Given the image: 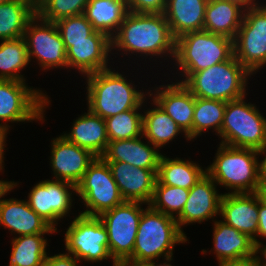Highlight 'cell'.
Listing matches in <instances>:
<instances>
[{"label":"cell","instance_id":"277c9868","mask_svg":"<svg viewBox=\"0 0 266 266\" xmlns=\"http://www.w3.org/2000/svg\"><path fill=\"white\" fill-rule=\"evenodd\" d=\"M249 75L252 74L233 55L229 60L192 73L180 83L195 97L229 102L246 96Z\"/></svg>","mask_w":266,"mask_h":266},{"label":"cell","instance_id":"ac0fdd59","mask_svg":"<svg viewBox=\"0 0 266 266\" xmlns=\"http://www.w3.org/2000/svg\"><path fill=\"white\" fill-rule=\"evenodd\" d=\"M216 183L206 173L190 190L187 202L176 217L179 229L190 223H201L220 214V201L223 194H218Z\"/></svg>","mask_w":266,"mask_h":266},{"label":"cell","instance_id":"4fadbf2b","mask_svg":"<svg viewBox=\"0 0 266 266\" xmlns=\"http://www.w3.org/2000/svg\"><path fill=\"white\" fill-rule=\"evenodd\" d=\"M23 37L29 61L35 57L44 70L63 66L67 68L65 45L54 22L41 20L35 15L28 22Z\"/></svg>","mask_w":266,"mask_h":266},{"label":"cell","instance_id":"7402d4cb","mask_svg":"<svg viewBox=\"0 0 266 266\" xmlns=\"http://www.w3.org/2000/svg\"><path fill=\"white\" fill-rule=\"evenodd\" d=\"M142 136L128 140L109 141L101 156L104 161L125 162L138 168L158 170L162 154L158 147L143 143ZM158 150V151H157Z\"/></svg>","mask_w":266,"mask_h":266},{"label":"cell","instance_id":"44dd1931","mask_svg":"<svg viewBox=\"0 0 266 266\" xmlns=\"http://www.w3.org/2000/svg\"><path fill=\"white\" fill-rule=\"evenodd\" d=\"M0 225L19 236L57 231L32 210L27 201L13 198L0 199Z\"/></svg>","mask_w":266,"mask_h":266},{"label":"cell","instance_id":"f546056e","mask_svg":"<svg viewBox=\"0 0 266 266\" xmlns=\"http://www.w3.org/2000/svg\"><path fill=\"white\" fill-rule=\"evenodd\" d=\"M153 103L156 108L148 109L143 114V137L160 149L183 130L157 103Z\"/></svg>","mask_w":266,"mask_h":266},{"label":"cell","instance_id":"74e56055","mask_svg":"<svg viewBox=\"0 0 266 266\" xmlns=\"http://www.w3.org/2000/svg\"><path fill=\"white\" fill-rule=\"evenodd\" d=\"M126 5L134 13H164L166 0H126Z\"/></svg>","mask_w":266,"mask_h":266},{"label":"cell","instance_id":"d6a6232c","mask_svg":"<svg viewBox=\"0 0 266 266\" xmlns=\"http://www.w3.org/2000/svg\"><path fill=\"white\" fill-rule=\"evenodd\" d=\"M225 109L226 102L195 97L192 139L211 128L220 134Z\"/></svg>","mask_w":266,"mask_h":266},{"label":"cell","instance_id":"3957f363","mask_svg":"<svg viewBox=\"0 0 266 266\" xmlns=\"http://www.w3.org/2000/svg\"><path fill=\"white\" fill-rule=\"evenodd\" d=\"M88 110L106 119L126 110L141 109L145 94L111 69L86 75Z\"/></svg>","mask_w":266,"mask_h":266},{"label":"cell","instance_id":"f35d334b","mask_svg":"<svg viewBox=\"0 0 266 266\" xmlns=\"http://www.w3.org/2000/svg\"><path fill=\"white\" fill-rule=\"evenodd\" d=\"M80 262L76 257L71 254H57L54 256H47L44 266H78Z\"/></svg>","mask_w":266,"mask_h":266},{"label":"cell","instance_id":"d590c367","mask_svg":"<svg viewBox=\"0 0 266 266\" xmlns=\"http://www.w3.org/2000/svg\"><path fill=\"white\" fill-rule=\"evenodd\" d=\"M89 0H36V15L41 20L56 22L62 18L84 14Z\"/></svg>","mask_w":266,"mask_h":266},{"label":"cell","instance_id":"6da1fadb","mask_svg":"<svg viewBox=\"0 0 266 266\" xmlns=\"http://www.w3.org/2000/svg\"><path fill=\"white\" fill-rule=\"evenodd\" d=\"M116 35V36H115ZM112 49L126 53H141L175 57L176 39L163 13H134L128 11L118 31L111 38ZM131 51V52H130Z\"/></svg>","mask_w":266,"mask_h":266},{"label":"cell","instance_id":"ffe728a7","mask_svg":"<svg viewBox=\"0 0 266 266\" xmlns=\"http://www.w3.org/2000/svg\"><path fill=\"white\" fill-rule=\"evenodd\" d=\"M161 86L157 92L155 91L156 94L152 101L176 122L183 130L184 137L191 140L195 96L180 81Z\"/></svg>","mask_w":266,"mask_h":266},{"label":"cell","instance_id":"2e32d148","mask_svg":"<svg viewBox=\"0 0 266 266\" xmlns=\"http://www.w3.org/2000/svg\"><path fill=\"white\" fill-rule=\"evenodd\" d=\"M50 163L55 180L77 185L96 158L89 150L69 142L63 135L53 139Z\"/></svg>","mask_w":266,"mask_h":266},{"label":"cell","instance_id":"4dcf8cb0","mask_svg":"<svg viewBox=\"0 0 266 266\" xmlns=\"http://www.w3.org/2000/svg\"><path fill=\"white\" fill-rule=\"evenodd\" d=\"M39 233L15 237L9 266H44L47 240Z\"/></svg>","mask_w":266,"mask_h":266},{"label":"cell","instance_id":"f907efd6","mask_svg":"<svg viewBox=\"0 0 266 266\" xmlns=\"http://www.w3.org/2000/svg\"><path fill=\"white\" fill-rule=\"evenodd\" d=\"M6 1H8V0H0V4L4 3Z\"/></svg>","mask_w":266,"mask_h":266},{"label":"cell","instance_id":"ab89813d","mask_svg":"<svg viewBox=\"0 0 266 266\" xmlns=\"http://www.w3.org/2000/svg\"><path fill=\"white\" fill-rule=\"evenodd\" d=\"M266 238V203L262 201L259 193H258V231L256 234V242L257 237Z\"/></svg>","mask_w":266,"mask_h":266},{"label":"cell","instance_id":"7dc6e473","mask_svg":"<svg viewBox=\"0 0 266 266\" xmlns=\"http://www.w3.org/2000/svg\"><path fill=\"white\" fill-rule=\"evenodd\" d=\"M116 266H148L146 263H134L128 260L118 262Z\"/></svg>","mask_w":266,"mask_h":266},{"label":"cell","instance_id":"b9f144b4","mask_svg":"<svg viewBox=\"0 0 266 266\" xmlns=\"http://www.w3.org/2000/svg\"><path fill=\"white\" fill-rule=\"evenodd\" d=\"M256 151L258 155L265 154L266 144L262 148ZM258 169H259V180H260L261 186H264L266 185V155H265V158L261 162H258Z\"/></svg>","mask_w":266,"mask_h":266},{"label":"cell","instance_id":"9a60e30c","mask_svg":"<svg viewBox=\"0 0 266 266\" xmlns=\"http://www.w3.org/2000/svg\"><path fill=\"white\" fill-rule=\"evenodd\" d=\"M67 68H76L79 73L89 75L108 69V56L112 50L111 38L103 32L94 31L90 41L64 42Z\"/></svg>","mask_w":266,"mask_h":266},{"label":"cell","instance_id":"c3c4849f","mask_svg":"<svg viewBox=\"0 0 266 266\" xmlns=\"http://www.w3.org/2000/svg\"><path fill=\"white\" fill-rule=\"evenodd\" d=\"M262 201L266 203V185L261 186L258 191Z\"/></svg>","mask_w":266,"mask_h":266},{"label":"cell","instance_id":"5bb4252c","mask_svg":"<svg viewBox=\"0 0 266 266\" xmlns=\"http://www.w3.org/2000/svg\"><path fill=\"white\" fill-rule=\"evenodd\" d=\"M69 189L76 193V185L70 182L40 181L30 191L27 202L32 210L57 230V222L69 213L72 206V192Z\"/></svg>","mask_w":266,"mask_h":266},{"label":"cell","instance_id":"681fc988","mask_svg":"<svg viewBox=\"0 0 266 266\" xmlns=\"http://www.w3.org/2000/svg\"><path fill=\"white\" fill-rule=\"evenodd\" d=\"M148 266H172L171 264L167 263L166 261L163 264H157L155 261L146 263Z\"/></svg>","mask_w":266,"mask_h":266},{"label":"cell","instance_id":"f6af8a7d","mask_svg":"<svg viewBox=\"0 0 266 266\" xmlns=\"http://www.w3.org/2000/svg\"><path fill=\"white\" fill-rule=\"evenodd\" d=\"M3 169V166H0V171ZM17 186V182L14 181H1L0 180V198L5 196L6 193L11 191L14 187Z\"/></svg>","mask_w":266,"mask_h":266},{"label":"cell","instance_id":"7c38bea8","mask_svg":"<svg viewBox=\"0 0 266 266\" xmlns=\"http://www.w3.org/2000/svg\"><path fill=\"white\" fill-rule=\"evenodd\" d=\"M49 102L41 90L28 87L25 81L0 79V121H43Z\"/></svg>","mask_w":266,"mask_h":266},{"label":"cell","instance_id":"cb8c5ba5","mask_svg":"<svg viewBox=\"0 0 266 266\" xmlns=\"http://www.w3.org/2000/svg\"><path fill=\"white\" fill-rule=\"evenodd\" d=\"M70 132L63 136L69 142L89 150L96 157H101L106 151L109 141L105 119L89 110L74 121Z\"/></svg>","mask_w":266,"mask_h":266},{"label":"cell","instance_id":"30bf717a","mask_svg":"<svg viewBox=\"0 0 266 266\" xmlns=\"http://www.w3.org/2000/svg\"><path fill=\"white\" fill-rule=\"evenodd\" d=\"M67 254L90 262L112 259L109 253L108 233L97 216L79 214L65 233Z\"/></svg>","mask_w":266,"mask_h":266},{"label":"cell","instance_id":"5b68a950","mask_svg":"<svg viewBox=\"0 0 266 266\" xmlns=\"http://www.w3.org/2000/svg\"><path fill=\"white\" fill-rule=\"evenodd\" d=\"M213 163L206 173L220 186L233 193L258 192L261 187L258 154L255 149L220 144Z\"/></svg>","mask_w":266,"mask_h":266},{"label":"cell","instance_id":"7bdbcfd3","mask_svg":"<svg viewBox=\"0 0 266 266\" xmlns=\"http://www.w3.org/2000/svg\"><path fill=\"white\" fill-rule=\"evenodd\" d=\"M8 127H10L9 125H7L6 123H4V125H2V123L0 124V166H2L3 159H4V146L6 145L5 141H6V135H7V131H8Z\"/></svg>","mask_w":266,"mask_h":266},{"label":"cell","instance_id":"8992f818","mask_svg":"<svg viewBox=\"0 0 266 266\" xmlns=\"http://www.w3.org/2000/svg\"><path fill=\"white\" fill-rule=\"evenodd\" d=\"M234 55V40L207 31L188 32L176 39L175 57L187 79L192 73L229 60Z\"/></svg>","mask_w":266,"mask_h":266},{"label":"cell","instance_id":"e575fe53","mask_svg":"<svg viewBox=\"0 0 266 266\" xmlns=\"http://www.w3.org/2000/svg\"><path fill=\"white\" fill-rule=\"evenodd\" d=\"M138 109L126 110L105 119L108 141L128 140L143 136V114Z\"/></svg>","mask_w":266,"mask_h":266},{"label":"cell","instance_id":"836d02e7","mask_svg":"<svg viewBox=\"0 0 266 266\" xmlns=\"http://www.w3.org/2000/svg\"><path fill=\"white\" fill-rule=\"evenodd\" d=\"M188 195V189L165 185L157 179L152 199L148 205L152 209L176 219L181 214Z\"/></svg>","mask_w":266,"mask_h":266},{"label":"cell","instance_id":"d6986e66","mask_svg":"<svg viewBox=\"0 0 266 266\" xmlns=\"http://www.w3.org/2000/svg\"><path fill=\"white\" fill-rule=\"evenodd\" d=\"M224 222L247 234L256 243L258 231V192L222 195L220 214Z\"/></svg>","mask_w":266,"mask_h":266},{"label":"cell","instance_id":"7a4b0ae2","mask_svg":"<svg viewBox=\"0 0 266 266\" xmlns=\"http://www.w3.org/2000/svg\"><path fill=\"white\" fill-rule=\"evenodd\" d=\"M186 241V234L179 229L175 218L148 205L139 221L133 254L127 260L148 263L164 256L170 262L175 244Z\"/></svg>","mask_w":266,"mask_h":266},{"label":"cell","instance_id":"484cf974","mask_svg":"<svg viewBox=\"0 0 266 266\" xmlns=\"http://www.w3.org/2000/svg\"><path fill=\"white\" fill-rule=\"evenodd\" d=\"M239 5L225 0H208L203 30L235 39L244 12Z\"/></svg>","mask_w":266,"mask_h":266},{"label":"cell","instance_id":"83f0119b","mask_svg":"<svg viewBox=\"0 0 266 266\" xmlns=\"http://www.w3.org/2000/svg\"><path fill=\"white\" fill-rule=\"evenodd\" d=\"M35 15L36 0H8L0 4V40L23 37Z\"/></svg>","mask_w":266,"mask_h":266},{"label":"cell","instance_id":"1f68e13d","mask_svg":"<svg viewBox=\"0 0 266 266\" xmlns=\"http://www.w3.org/2000/svg\"><path fill=\"white\" fill-rule=\"evenodd\" d=\"M30 63L24 37L0 43V79L26 81L19 74Z\"/></svg>","mask_w":266,"mask_h":266},{"label":"cell","instance_id":"4316f807","mask_svg":"<svg viewBox=\"0 0 266 266\" xmlns=\"http://www.w3.org/2000/svg\"><path fill=\"white\" fill-rule=\"evenodd\" d=\"M127 13L126 0H89L84 11L93 28L110 38L117 33Z\"/></svg>","mask_w":266,"mask_h":266},{"label":"cell","instance_id":"603a6c76","mask_svg":"<svg viewBox=\"0 0 266 266\" xmlns=\"http://www.w3.org/2000/svg\"><path fill=\"white\" fill-rule=\"evenodd\" d=\"M207 3L208 0H166L163 14L175 39L203 30Z\"/></svg>","mask_w":266,"mask_h":266},{"label":"cell","instance_id":"ee69618b","mask_svg":"<svg viewBox=\"0 0 266 266\" xmlns=\"http://www.w3.org/2000/svg\"><path fill=\"white\" fill-rule=\"evenodd\" d=\"M259 252H260V255H263V257L265 258L264 261L261 260L262 257L260 258L259 256H256V254ZM254 255L258 263V266H266V246H264L263 248L262 242L258 241L254 243Z\"/></svg>","mask_w":266,"mask_h":266},{"label":"cell","instance_id":"e0dca14e","mask_svg":"<svg viewBox=\"0 0 266 266\" xmlns=\"http://www.w3.org/2000/svg\"><path fill=\"white\" fill-rule=\"evenodd\" d=\"M108 163L113 179L125 201H138L149 204L157 180L158 170L138 168L125 162Z\"/></svg>","mask_w":266,"mask_h":266},{"label":"cell","instance_id":"8d00e7d4","mask_svg":"<svg viewBox=\"0 0 266 266\" xmlns=\"http://www.w3.org/2000/svg\"><path fill=\"white\" fill-rule=\"evenodd\" d=\"M63 42L90 41L95 31L84 14L62 18L54 22Z\"/></svg>","mask_w":266,"mask_h":266},{"label":"cell","instance_id":"60d3db41","mask_svg":"<svg viewBox=\"0 0 266 266\" xmlns=\"http://www.w3.org/2000/svg\"><path fill=\"white\" fill-rule=\"evenodd\" d=\"M219 266H258L255 255L238 260H230L220 263Z\"/></svg>","mask_w":266,"mask_h":266},{"label":"cell","instance_id":"f1b7e54d","mask_svg":"<svg viewBox=\"0 0 266 266\" xmlns=\"http://www.w3.org/2000/svg\"><path fill=\"white\" fill-rule=\"evenodd\" d=\"M206 169L193 161L180 158L161 157L157 179L165 185L178 186L190 190L204 175Z\"/></svg>","mask_w":266,"mask_h":266},{"label":"cell","instance_id":"8fae6325","mask_svg":"<svg viewBox=\"0 0 266 266\" xmlns=\"http://www.w3.org/2000/svg\"><path fill=\"white\" fill-rule=\"evenodd\" d=\"M234 56L252 75L266 65V5L245 10Z\"/></svg>","mask_w":266,"mask_h":266},{"label":"cell","instance_id":"52a82bcc","mask_svg":"<svg viewBox=\"0 0 266 266\" xmlns=\"http://www.w3.org/2000/svg\"><path fill=\"white\" fill-rule=\"evenodd\" d=\"M244 98L226 102L220 144L258 150L266 144V118Z\"/></svg>","mask_w":266,"mask_h":266},{"label":"cell","instance_id":"d4e9b609","mask_svg":"<svg viewBox=\"0 0 266 266\" xmlns=\"http://www.w3.org/2000/svg\"><path fill=\"white\" fill-rule=\"evenodd\" d=\"M213 230V248L218 264L254 255V242L247 234L221 220L214 222Z\"/></svg>","mask_w":266,"mask_h":266},{"label":"cell","instance_id":"bcb514c9","mask_svg":"<svg viewBox=\"0 0 266 266\" xmlns=\"http://www.w3.org/2000/svg\"><path fill=\"white\" fill-rule=\"evenodd\" d=\"M225 1H230L232 3L239 5L240 7L243 8V10H247L249 8H253L259 5L257 2L255 3L256 0H225Z\"/></svg>","mask_w":266,"mask_h":266},{"label":"cell","instance_id":"ba28073f","mask_svg":"<svg viewBox=\"0 0 266 266\" xmlns=\"http://www.w3.org/2000/svg\"><path fill=\"white\" fill-rule=\"evenodd\" d=\"M76 194L83 199L87 207V210L80 214L87 216L98 217L125 201L108 163L101 157H96L88 166L81 181L76 185Z\"/></svg>","mask_w":266,"mask_h":266},{"label":"cell","instance_id":"9c48e42d","mask_svg":"<svg viewBox=\"0 0 266 266\" xmlns=\"http://www.w3.org/2000/svg\"><path fill=\"white\" fill-rule=\"evenodd\" d=\"M145 204L138 201H124L113 209L98 216L108 233L109 253L113 266L127 260L132 254L138 225Z\"/></svg>","mask_w":266,"mask_h":266}]
</instances>
